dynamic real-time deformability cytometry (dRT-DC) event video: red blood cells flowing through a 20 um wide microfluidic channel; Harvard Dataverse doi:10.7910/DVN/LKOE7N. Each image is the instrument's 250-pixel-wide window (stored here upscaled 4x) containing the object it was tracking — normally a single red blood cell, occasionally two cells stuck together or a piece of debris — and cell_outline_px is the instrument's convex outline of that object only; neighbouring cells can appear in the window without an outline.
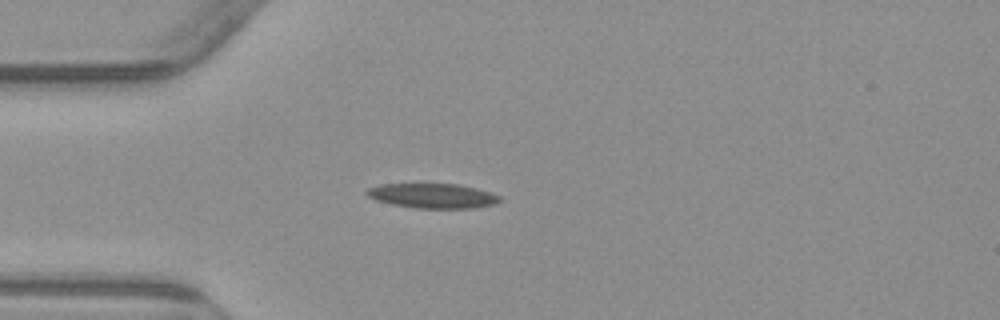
{"species": "common noctule bat (a hibernating species)", "species_latin": "Nyctalus noctula", "temperature_condition": "warm", "stored_images_in_passage": 4, "camera_frame_rate_fps": 3000, "um_per_image_px": 0.085, "animal": {"sex": "male", "body_mass_g": 23.1, "forearm_length_mm": 52.7}, "frame": {"image": 1, "passage_image": 3, "time_ms": 4.0, "image_size_px": [1000, 320], "cell_outline_px": [[500, 200], [496, 204], [476, 208], [416, 208], [392, 204], [376, 200], [368, 196], [364, 192], [368, 188], [380, 184], [460, 184], [476, 188], [500, 196]], "centroid_in_image_um": [36.77, 16.64], "position_along_channel_um": 48.2, "area_um2": 19.13}}